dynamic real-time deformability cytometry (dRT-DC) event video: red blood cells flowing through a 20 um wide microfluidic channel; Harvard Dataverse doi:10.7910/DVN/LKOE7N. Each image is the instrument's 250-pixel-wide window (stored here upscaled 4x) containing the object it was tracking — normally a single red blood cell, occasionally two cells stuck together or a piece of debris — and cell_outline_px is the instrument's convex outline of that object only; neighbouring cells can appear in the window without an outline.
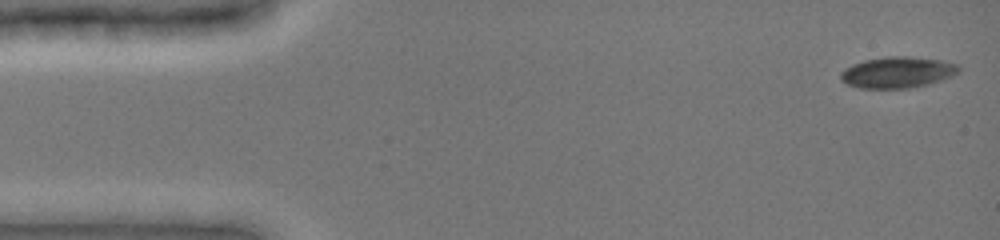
{"species": "common noctule bat (a hibernating species)", "species_latin": "Nyctalus noctula", "temperature_condition": "cold", "stored_images_in_passage": 48, "camera_frame_rate_fps": 3000, "um_per_image_px": 0.085, "animal": {"sex": "female", "body_mass_g": 19.0, "forearm_length_mm": 51.5}, "frame": {"image": 1, "passage_image": 1, "time_ms": 0.0, "image_size_px": [1000, 240], "cell_outline_px": [[960, 72], [952, 76], [928, 84], [908, 88], [860, 88], [848, 84], [840, 80], [840, 72], [844, 68], [852, 64], [864, 60], [888, 56], [904, 56], [940, 60], [960, 64]], "centroid_in_image_um": [76.28, 6.14], "position_along_channel_um": 8.7, "area_um2": 21.5}}
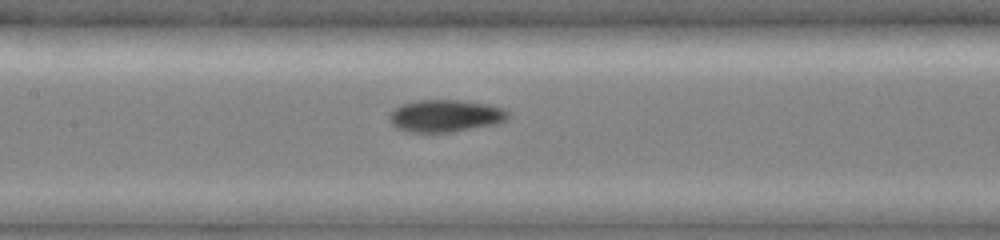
{"frame": {"image": 2, "passage_image": 22, "time_ms": 7.0, "image_size_px": [1000, 240], "cell_outline_px": [[508, 120], [500, 124], [452, 132], [408, 132], [396, 128], [392, 124], [388, 116], [396, 108], [404, 104], [420, 100], [460, 100], [488, 104], [504, 108], [508, 112]], "centroid_in_image_um": [37.92, 9.86], "position_along_channel_um": 169.5, "area_um2": 22.43}}
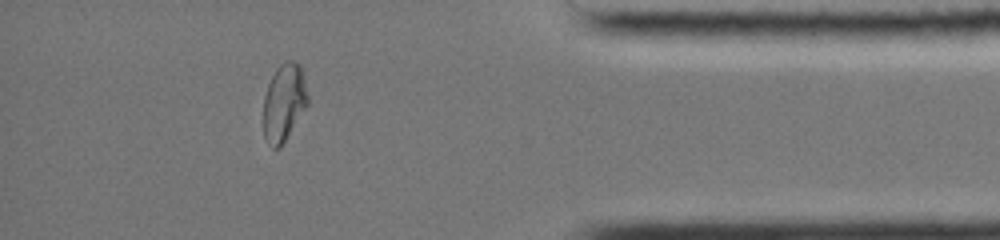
{"frame": {"image": 3, "passage_image": 42, "time_ms": 13.667, "image_size_px": [1000, 240], "cell_outline_px": [[308, 104], [280, 148], [272, 148], [264, 136], [264, 96], [268, 84], [276, 68], [280, 64], [288, 60], [292, 60], [300, 64], [304, 76], [308, 96]], "centroid_in_image_um": [24.15, 8.69], "position_along_channel_um": 411.1, "area_um2": 19.94}, "authors_computed_cell_mechanics": {"area_um2": 21.4727, "velocity_mm_per_s": 3.9449, "shape_relaxation_time_tau1_ms": 8.9907, "shape_relaxation_time_tau2_ms": 3.423, "deformation_change_tau1": 0.2222, "deformation_change_tau2": 0.0633}}